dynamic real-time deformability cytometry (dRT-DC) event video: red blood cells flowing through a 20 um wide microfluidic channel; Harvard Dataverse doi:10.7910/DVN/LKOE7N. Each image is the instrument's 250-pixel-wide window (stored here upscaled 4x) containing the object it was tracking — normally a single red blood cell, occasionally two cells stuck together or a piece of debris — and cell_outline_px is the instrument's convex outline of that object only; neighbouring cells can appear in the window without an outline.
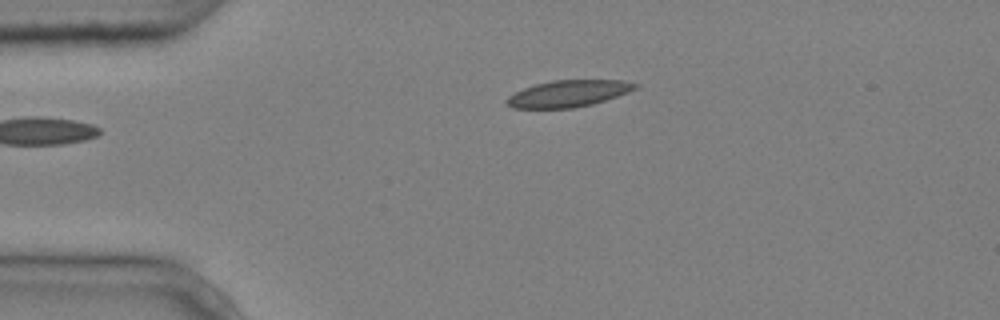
{"species": "common noctule bat (a hibernating species)", "species_latin": "Nyctalus noctula", "temperature_condition": "cold", "stored_images_in_passage": 4, "camera_frame_rate_fps": 3000, "um_per_image_px": 0.085, "animal": {"sex": "male", "body_mass_g": 20.4}, "frame": {"image": 1, "passage_image": 4, "time_ms": 1.0, "image_size_px": [1000, 320], "cell_outline_px": [[640, 84], [636, 88], [628, 92], [592, 104], [572, 108], [512, 108], [504, 104], [504, 100], [508, 96], [524, 88], [536, 84], [552, 80], [620, 80]], "centroid_in_image_um": [48.26, 7.95], "position_along_channel_um": 36.7, "area_um2": 19.88}}